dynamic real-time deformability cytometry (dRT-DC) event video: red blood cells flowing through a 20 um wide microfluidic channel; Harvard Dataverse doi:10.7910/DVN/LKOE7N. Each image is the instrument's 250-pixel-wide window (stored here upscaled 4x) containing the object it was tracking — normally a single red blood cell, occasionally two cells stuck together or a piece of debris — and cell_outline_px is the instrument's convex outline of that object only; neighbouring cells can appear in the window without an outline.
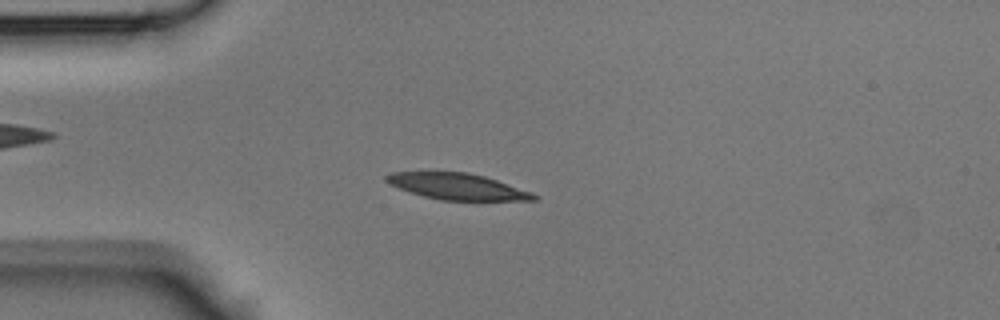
{"species": "Egyptian fruit bat (a non-hibernating species)", "species_latin": "Rousettus aegyptiacus", "temperature_condition": "room temperature", "stored_images_in_passage": 42, "camera_frame_rate_fps": 3000, "um_per_image_px": 0.085, "animal": {"sex": "male"}, "frame": {"image": 1, "passage_image": 10, "time_ms": 3.0, "image_size_px": [1000, 320], "cell_outline_px": [[540, 196], [536, 200], [440, 200], [424, 196], [400, 188], [384, 180], [384, 176], [392, 172], [468, 172], [484, 176], [532, 192]], "centroid_in_image_um": [38.9, 15.85], "position_along_channel_um": 46.1, "area_um2": 22.25}}
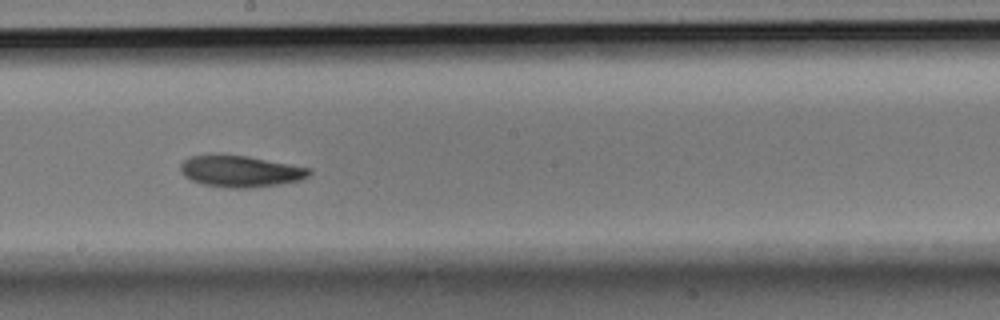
{"frame": {"image": 2, "passage_image": 23, "time_ms": 7.333, "image_size_px": [1000, 320], "cell_outline_px": [[312, 172], [308, 176], [300, 180], [276, 184], [248, 188], [232, 188], [204, 184], [192, 180], [184, 176], [180, 172], [180, 164], [188, 156], [248, 156], [312, 168]], "centroid_in_image_um": [20.45, 14.56], "position_along_channel_um": 227.7, "area_um2": 23.18}}
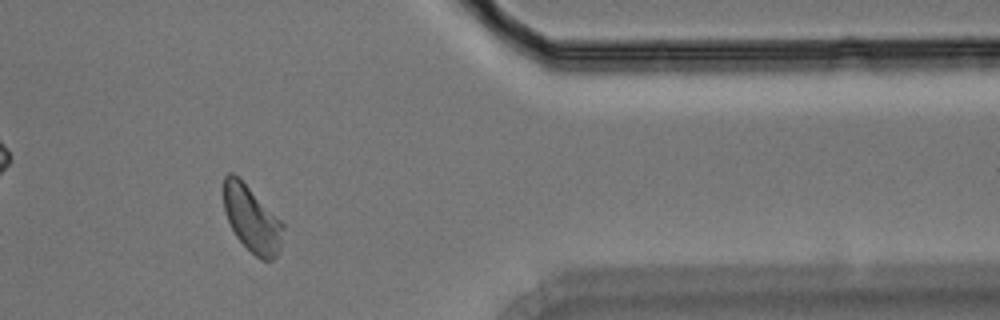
{"frame": {"image": 3, "passage_image": 35, "time_ms": 11.333, "image_size_px": [1000, 320], "cell_outline_px": [[284, 228], [280, 248], [276, 256], [272, 260], [260, 260], [236, 236], [224, 212], [224, 176], [228, 172], [232, 172], [284, 224]], "centroid_in_image_um": [21.4, 18.65], "position_along_channel_um": 390.0, "area_um2": 22.2}}